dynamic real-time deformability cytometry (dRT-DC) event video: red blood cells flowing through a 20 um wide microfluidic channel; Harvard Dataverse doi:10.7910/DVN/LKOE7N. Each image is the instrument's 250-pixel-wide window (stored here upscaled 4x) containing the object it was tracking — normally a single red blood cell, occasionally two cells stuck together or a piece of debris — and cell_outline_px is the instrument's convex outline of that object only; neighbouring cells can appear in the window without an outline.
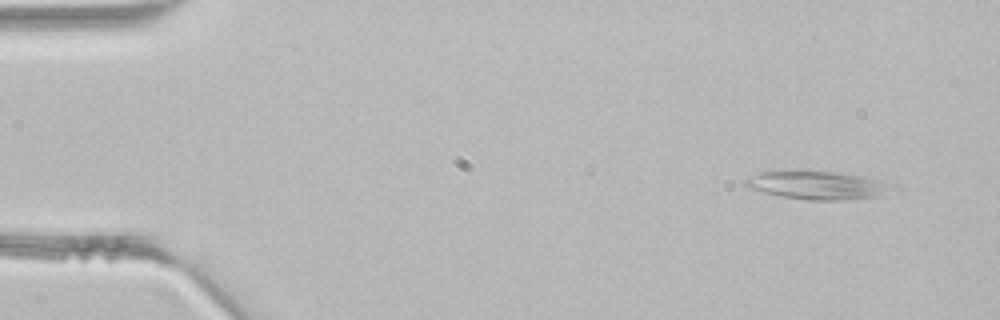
{"species": "common noctule bat (a hibernating species)", "species_latin": "Nyctalus noctula", "temperature_condition": "room temperature", "stored_images_in_passage": 3, "camera_frame_rate_fps": 3000, "um_per_image_px": 0.085, "animal": {"sex": "male", "body_mass_g": 21.5, "forearm_length_mm": 52.0}, "frame": {"image": 1, "passage_image": 1, "time_ms": 0.0, "image_size_px": [1000, 320], "cell_outline_px": [[900, 188], [880, 196], [844, 200], [808, 200], [784, 196], [764, 192], [748, 188], [744, 184], [744, 180], [748, 176], [760, 172], [792, 168], [808, 168], [840, 172], [864, 176], [896, 184]], "centroid_in_image_um": [69.52, 15.69], "position_along_channel_um": 15.5, "area_um2": 25.55}}